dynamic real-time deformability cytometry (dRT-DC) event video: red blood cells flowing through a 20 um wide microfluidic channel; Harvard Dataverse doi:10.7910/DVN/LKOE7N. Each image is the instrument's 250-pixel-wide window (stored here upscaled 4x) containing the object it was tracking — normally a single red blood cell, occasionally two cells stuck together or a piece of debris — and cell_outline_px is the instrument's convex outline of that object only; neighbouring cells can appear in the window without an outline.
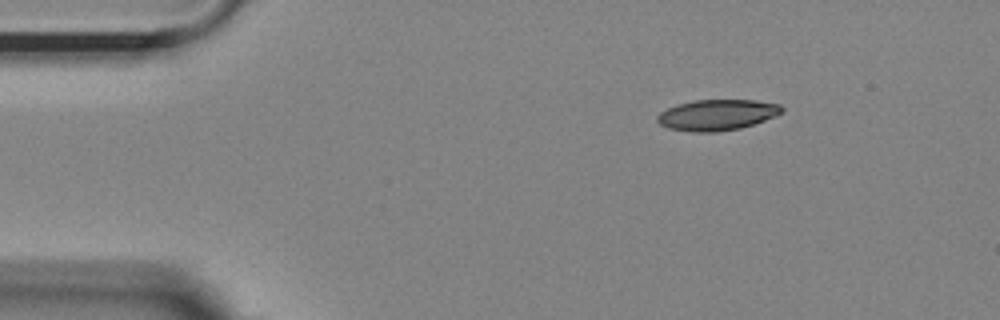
{"species": "Egyptian fruit bat (a non-hibernating species)", "species_latin": "Rousettus aegyptiacus", "temperature_condition": "room temperature", "stored_images_in_passage": 48, "camera_frame_rate_fps": 3000, "um_per_image_px": 0.085, "animal": {"sex": "female"}, "frame": {"image": 1, "passage_image": 1, "time_ms": 0.0, "image_size_px": [1000, 320], "cell_outline_px": [[784, 112], [776, 116], [740, 128], [716, 132], [692, 132], [668, 128], [660, 124], [656, 120], [656, 116], [660, 112], [676, 104], [696, 100], [756, 100], [780, 104], [784, 108]], "centroid_in_image_um": [60.95, 9.76], "position_along_channel_um": 24.0, "area_um2": 22.48}}
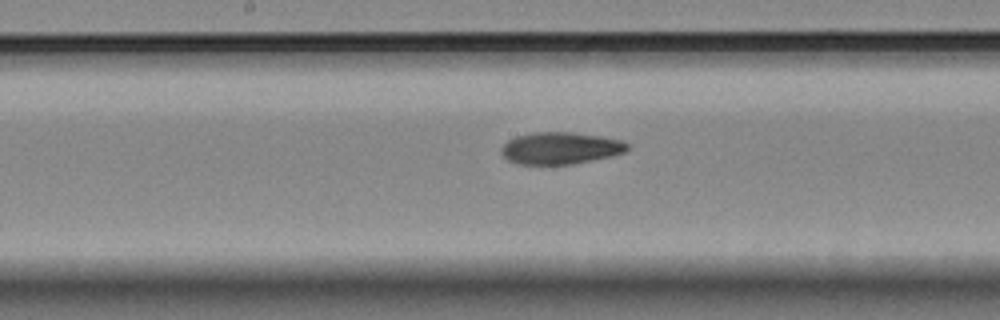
{"frame": {"image": 2, "passage_image": 21, "time_ms": 6.667, "image_size_px": [1000, 320], "cell_outline_px": [[628, 148], [624, 152], [612, 156], [572, 164], [520, 164], [508, 160], [500, 152], [500, 148], [508, 140], [516, 136], [532, 132], [572, 132], [600, 136], [620, 140], [628, 144]], "centroid_in_image_um": [47.61, 12.59], "position_along_channel_um": 200.6, "area_um2": 23.41}}
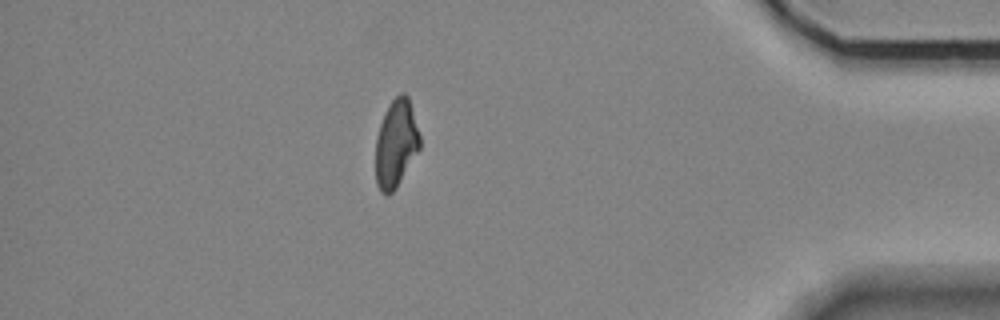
{"frame": {"image": 3, "passage_image": 41, "time_ms": 13.333, "image_size_px": [1000, 320], "cell_outline_px": [[420, 148], [396, 188], [392, 192], [380, 192], [376, 184], [376, 136], [380, 124], [388, 104], [400, 92], [404, 92], [408, 96], [420, 136]], "centroid_in_image_um": [33.65, 12.17], "position_along_channel_um": 401.5, "area_um2": 22.43}, "authors_computed_cell_mechanics": {"area_um2": 23.5246, "velocity_mm_per_s": 3.6316, "shape_relaxation_time_tau1_ms": 9.4024, "shape_relaxation_time_tau2_ms": 3.6625, "deformation_change_tau1": 0.203, "deformation_change_tau2": 0.1024}}